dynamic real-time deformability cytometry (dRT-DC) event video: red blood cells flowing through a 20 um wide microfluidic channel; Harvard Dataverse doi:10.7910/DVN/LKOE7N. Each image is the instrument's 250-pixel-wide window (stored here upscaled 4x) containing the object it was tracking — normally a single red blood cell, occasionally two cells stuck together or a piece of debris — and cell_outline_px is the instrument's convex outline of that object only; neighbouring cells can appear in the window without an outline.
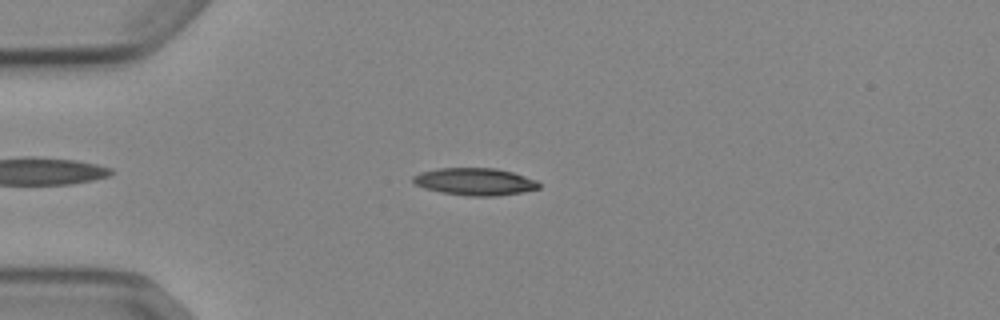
{"species": "Egyptian fruit bat (a non-hibernating species)", "species_latin": "Rousettus aegyptiacus", "temperature_condition": "cold", "stored_images_in_passage": 47, "camera_frame_rate_fps": 3000, "um_per_image_px": 0.085, "animal": {"sex": "female"}, "frame": {"image": 1, "passage_image": 8, "time_ms": 2.333, "image_size_px": [1000, 320], "cell_outline_px": [[540, 188], [520, 192], [496, 196], [468, 196], [440, 192], [424, 188], [416, 184], [412, 180], [412, 176], [420, 172], [440, 168], [496, 168], [512, 172], [536, 180], [540, 184]], "centroid_in_image_um": [40.34, 15.44], "position_along_channel_um": 44.7, "area_um2": 19.94}}
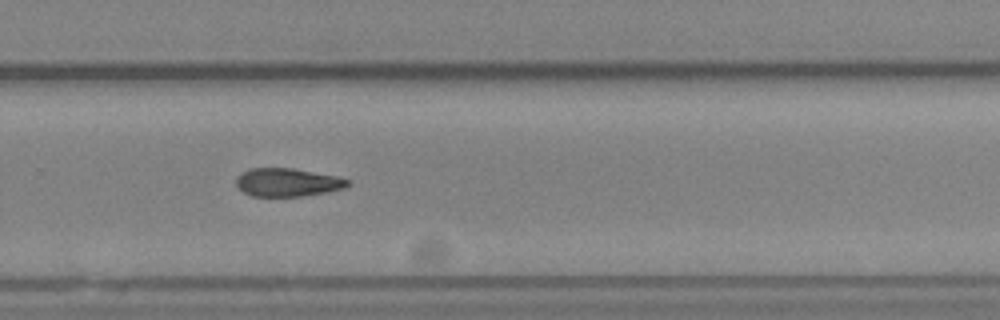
{"frame": {"image": 2, "passage_image": 30, "time_ms": 9.667, "image_size_px": [1000, 320], "cell_outline_px": [[352, 184], [344, 188], [324, 192], [300, 196], [252, 196], [244, 192], [236, 184], [236, 176], [240, 172], [248, 168], [292, 168], [336, 176], [352, 180]], "centroid_in_image_um": [24.43, 15.48], "position_along_channel_um": 305.4, "area_um2": 18.38}}
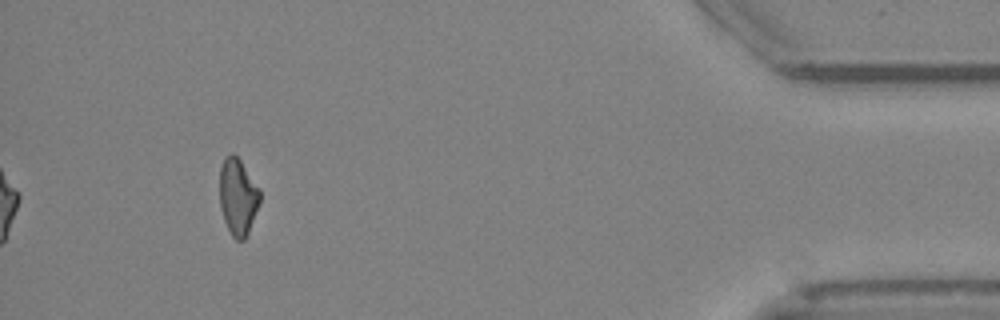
{"frame": {"image": 3, "passage_image": 43, "time_ms": 14.0, "image_size_px": [1000, 320], "cell_outline_px": [[260, 204], [248, 232], [244, 240], [236, 240], [232, 236], [224, 220], [220, 204], [220, 168], [224, 156], [232, 152], [240, 160], [260, 188]], "centroid_in_image_um": [20.23, 16.7], "position_along_channel_um": 415.0, "area_um2": 18.03}, "authors_computed_cell_mechanics": {"area_um2": 19.1896, "velocity_mm_per_s": 3.894, "shape_relaxation_time_tau1_ms": 6.7291, "shape_relaxation_time_tau2_ms": null, "deformation_change_tau1": 0.1556, "deformation_change_tau2": null}}